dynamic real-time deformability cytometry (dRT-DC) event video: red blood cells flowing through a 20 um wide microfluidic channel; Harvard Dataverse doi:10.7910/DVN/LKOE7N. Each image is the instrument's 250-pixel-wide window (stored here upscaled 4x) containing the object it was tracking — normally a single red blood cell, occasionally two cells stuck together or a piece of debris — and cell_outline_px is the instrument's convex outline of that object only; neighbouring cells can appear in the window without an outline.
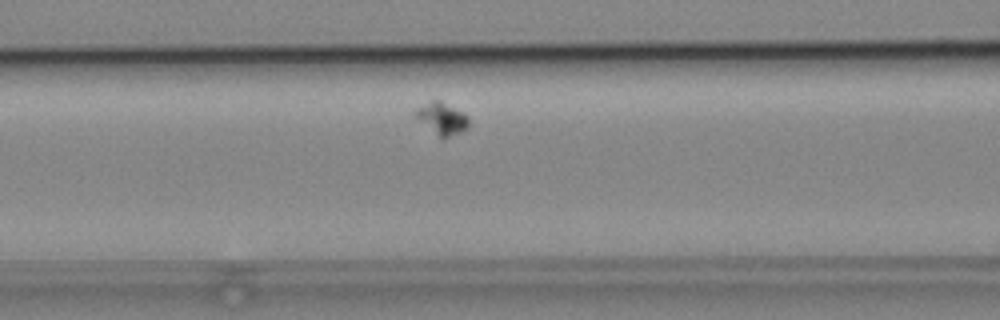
{"species": "common noctule bat (a hibernating species)", "species_latin": "Nyctalus noctula", "temperature_condition": "cold", "stored_images_in_passage": 42, "camera_frame_rate_fps": 3000, "um_per_image_px": 0.085, "animal": {"sex": "male", "body_mass_g": 19.2, "forearm_length_mm": 51.8}, "frame": {"image": 1, "passage_image": 9, "time_ms": 2.667, "image_size_px": [1000, 320], "cell_outline_px": [[468, 128], [444, 140], [440, 140], [412, 112], [416, 108], [432, 100], [440, 100], [464, 112], [468, 116]], "centroid_in_image_um": [37.58, 10.09], "position_along_channel_um": 129.0, "area_um2": 10.12}}
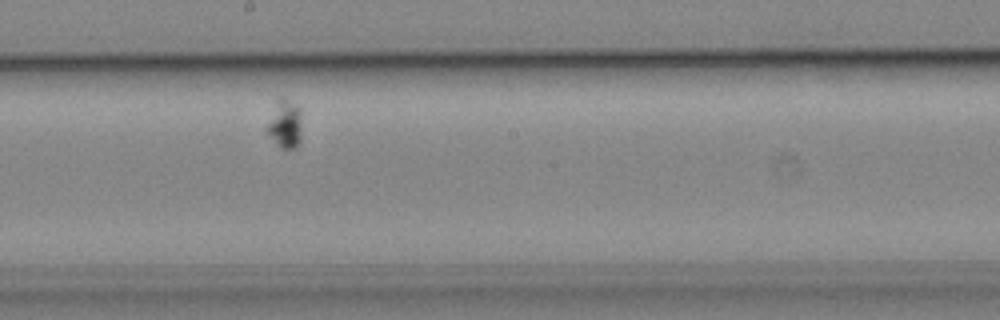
{"frame": {"image": 2, "passage_image": 17, "time_ms": 5.333, "image_size_px": [1000, 320], "cell_outline_px": [[300, 140], [296, 148], [280, 148], [276, 144], [264, 128], [276, 96], [284, 96], [296, 104], [300, 108]], "centroid_in_image_um": [24.16, 10.46], "position_along_channel_um": 224.0, "area_um2": 10.29}}
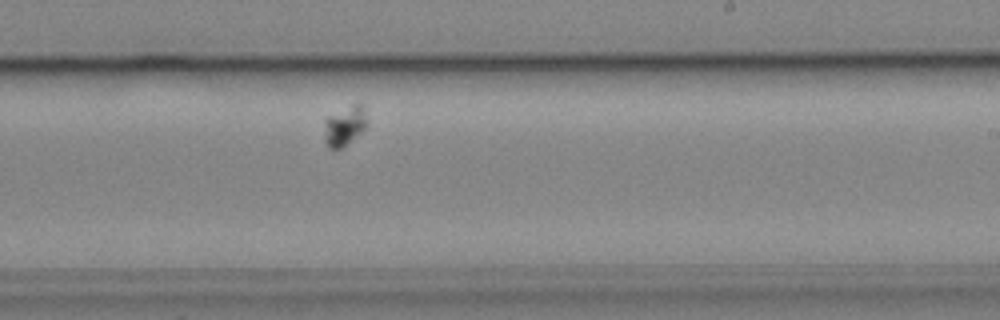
{"frame": {"image": 3, "passage_image": 20, "time_ms": 6.333, "image_size_px": [1000, 320], "cell_outline_px": [[368, 124], [344, 148], [328, 148], [324, 144], [324, 116], [360, 100], [364, 104]], "centroid_in_image_um": [29.28, 10.64], "position_along_channel_um": 259.7, "area_um2": 10.58}}